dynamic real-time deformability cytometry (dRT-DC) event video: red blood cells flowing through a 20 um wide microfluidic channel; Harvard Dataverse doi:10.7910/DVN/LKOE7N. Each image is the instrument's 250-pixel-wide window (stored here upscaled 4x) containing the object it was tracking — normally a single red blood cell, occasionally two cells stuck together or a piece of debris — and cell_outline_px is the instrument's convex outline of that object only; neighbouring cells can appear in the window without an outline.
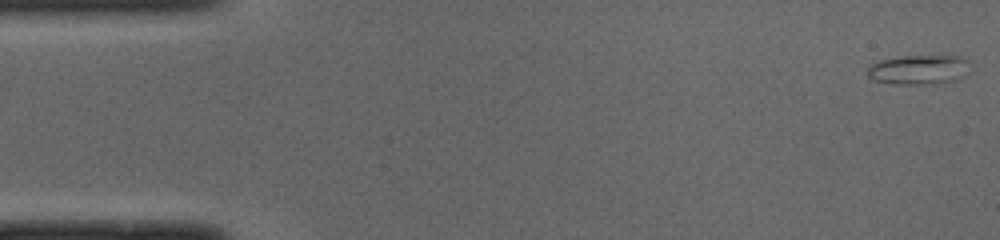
{"species": "common noctule bat (a hibernating species)", "species_latin": "Nyctalus noctula", "temperature_condition": "cold", "stored_images_in_passage": 50, "camera_frame_rate_fps": 3000, "um_per_image_px": 0.085, "animal": {"sex": "male", "body_mass_g": 19.0, "forearm_length_mm": 50.8}, "frame": {"image": 1, "passage_image": 1, "time_ms": 0.0, "image_size_px": [1000, 240], "cell_outline_px": [[964, 60], [960, 76], [956, 80], [936, 84], [892, 84], [872, 80], [868, 76], [868, 68], [872, 64], [880, 60], [900, 56], [960, 56]], "centroid_in_image_um": [77.93, 5.94], "position_along_channel_um": 7.1, "area_um2": 17.05}}
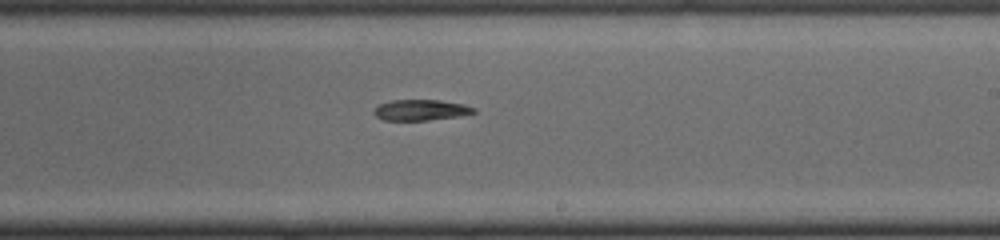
{"frame": {"image": 2, "passage_image": 29, "time_ms": 9.333, "image_size_px": [1000, 240], "cell_outline_px": [[476, 112], [460, 116], [428, 120], [384, 120], [376, 116], [376, 108], [380, 104], [392, 100], [440, 100], [464, 104], [476, 108]], "centroid_in_image_um": [35.83, 9.35], "position_along_channel_um": 253.2, "area_um2": 11.96}}
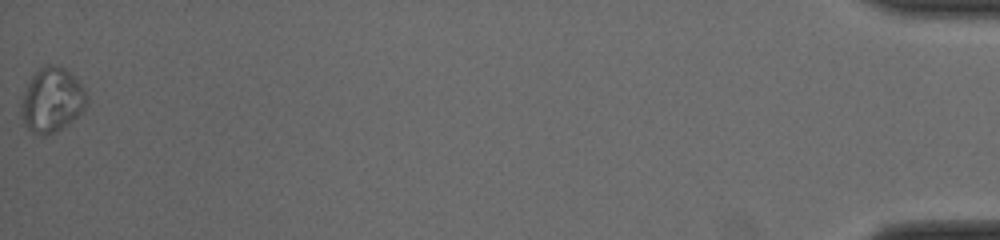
{"frame": {"image": 3, "passage_image": 50, "time_ms": 16.333, "image_size_px": [1000, 240], "cell_outline_px": [[88, 104], [68, 124], [44, 136], [36, 136], [24, 124], [20, 116], [20, 104], [24, 92], [32, 76], [40, 68], [48, 64], [60, 64], [80, 80], [88, 96]], "centroid_in_image_um": [4.41, 8.48], "position_along_channel_um": 430.8, "area_um2": 24.91}}